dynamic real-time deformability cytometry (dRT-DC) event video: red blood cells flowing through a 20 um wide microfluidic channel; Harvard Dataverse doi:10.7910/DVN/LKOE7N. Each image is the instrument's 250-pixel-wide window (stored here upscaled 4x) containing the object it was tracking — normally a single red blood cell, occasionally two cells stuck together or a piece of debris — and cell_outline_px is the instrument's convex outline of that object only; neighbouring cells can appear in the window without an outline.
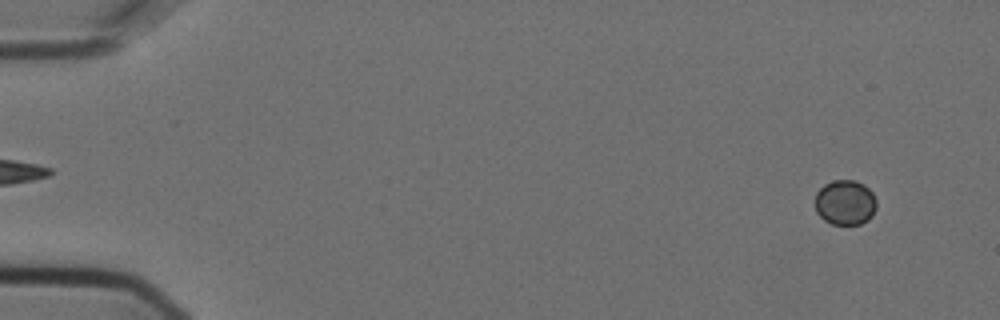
{"species": "Egyptian fruit bat (a non-hibernating species)", "species_latin": "Rousettus aegyptiacus", "temperature_condition": "cold", "stored_images_in_passage": 56, "camera_frame_rate_fps": 3000, "um_per_image_px": 0.085, "animal": {"sex": "female"}, "frame": {"image": 1, "passage_image": 4, "time_ms": 1.0, "image_size_px": [1000, 320], "cell_outline_px": [[876, 208], [872, 216], [868, 220], [860, 224], [832, 224], [824, 220], [816, 212], [816, 192], [824, 184], [832, 180], [856, 180], [864, 184], [872, 192], [876, 200]], "centroid_in_image_um": [71.85, 17.2], "position_along_channel_um": 13.2, "area_um2": 16.24}}
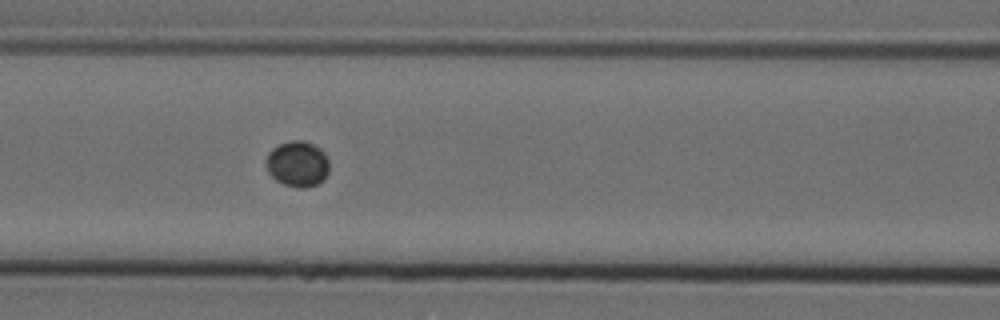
{"frame": {"image": 2, "passage_image": 25, "time_ms": 8.0, "image_size_px": [1000, 320], "cell_outline_px": [[328, 172], [324, 180], [316, 184], [304, 188], [296, 188], [284, 184], [276, 180], [268, 172], [268, 152], [272, 148], [280, 144], [292, 140], [304, 140], [320, 148], [324, 152], [328, 160]], "centroid_in_image_um": [25.32, 13.93], "position_along_channel_um": 141.3, "area_um2": 16.7}}
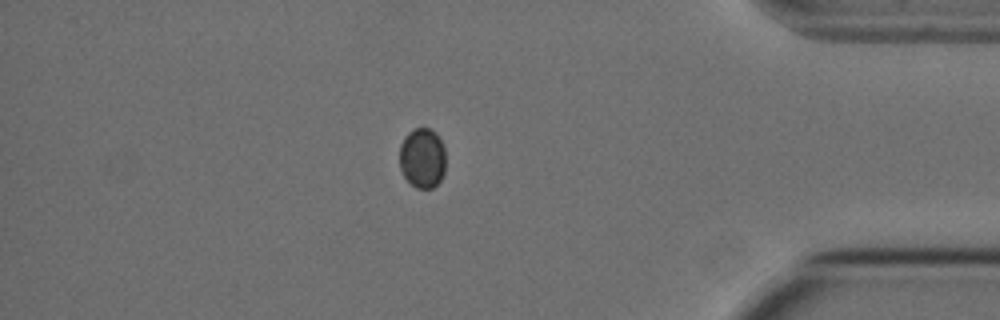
{"frame": {"image": 3, "passage_image": 49, "time_ms": 16.0, "image_size_px": [1000, 320], "cell_outline_px": [[444, 172], [440, 180], [432, 188], [416, 188], [404, 176], [400, 168], [400, 144], [404, 136], [412, 128], [428, 128], [436, 132], [444, 148]], "centroid_in_image_um": [35.88, 13.41], "position_along_channel_um": 399.3, "area_um2": 16.13}}